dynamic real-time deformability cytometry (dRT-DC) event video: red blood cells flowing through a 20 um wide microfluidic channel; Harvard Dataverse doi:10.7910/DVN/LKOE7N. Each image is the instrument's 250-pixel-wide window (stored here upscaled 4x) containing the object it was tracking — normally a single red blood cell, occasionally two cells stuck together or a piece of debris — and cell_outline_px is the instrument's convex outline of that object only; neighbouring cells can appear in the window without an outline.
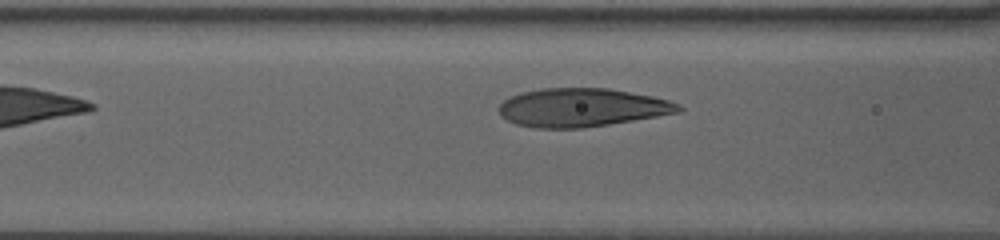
{"species": "human", "species_latin": "Homo sapiens", "temperature_condition": "warm", "stored_images_in_passage": 5, "segment_of_instrument_passage": [2, 2], "camera_frame_rate_fps": 3000, "um_per_image_px": 0.085, "donor": {"sex": "female"}, "frame": {"image": 1, "passage_image": 5, "time_ms": 4.0, "image_size_px": [1000, 240], "cell_outline_px": [[684, 108], [680, 112], [608, 124], [580, 128], [532, 128], [516, 124], [500, 116], [496, 108], [504, 100], [520, 92], [540, 88], [608, 88], [652, 96], [668, 100], [680, 104]], "centroid_in_image_um": [49.41, 9.14], "position_along_channel_um": 117.2, "area_um2": 40.29}}